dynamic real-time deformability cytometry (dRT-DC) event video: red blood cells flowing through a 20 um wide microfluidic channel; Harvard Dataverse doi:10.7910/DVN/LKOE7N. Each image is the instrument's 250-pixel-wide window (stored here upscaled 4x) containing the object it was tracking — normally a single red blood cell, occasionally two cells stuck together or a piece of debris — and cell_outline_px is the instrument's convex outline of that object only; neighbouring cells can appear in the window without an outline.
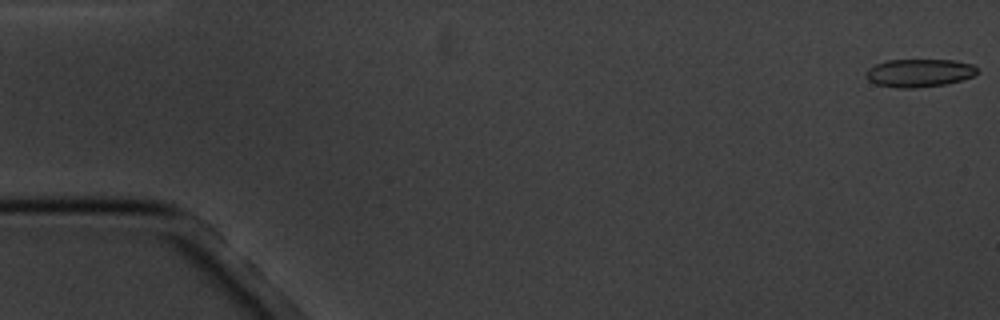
{"species": "common noctule bat (a hibernating species)", "species_latin": "Nyctalus noctula", "temperature_condition": "cold", "stored_images_in_passage": 4, "camera_frame_rate_fps": 3000, "um_per_image_px": 0.085, "animal": {"sex": "male", "body_mass_g": 20.1, "forearm_length_mm": 53.5}, "frame": {"image": 1, "passage_image": 1, "time_ms": 0.0, "image_size_px": [1000, 320], "cell_outline_px": [[980, 72], [972, 76], [960, 80], [944, 84], [916, 88], [896, 88], [876, 84], [868, 80], [868, 68], [876, 64], [888, 60], [952, 60], [972, 64]], "centroid_in_image_um": [78.14, 6.2], "position_along_channel_um": 6.9, "area_um2": 17.98}}
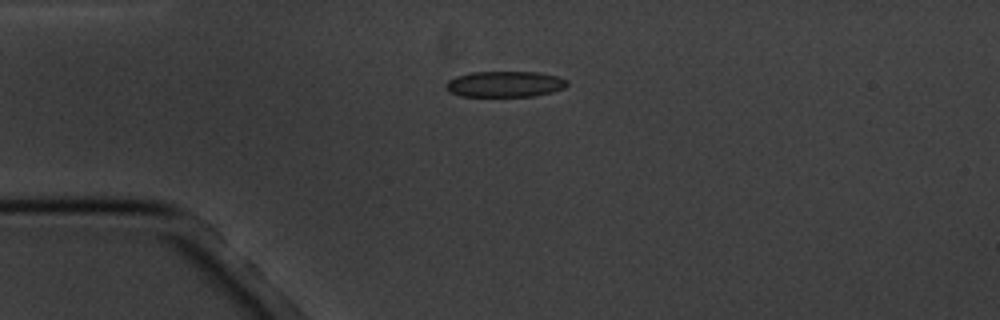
{"frame": {"image": 2, "passage_image": 4, "time_ms": 4.333, "image_size_px": [1000, 320], "cell_outline_px": [[568, 84], [564, 88], [552, 92], [532, 96], [460, 96], [448, 92], [444, 88], [444, 84], [448, 80], [456, 76], [472, 72], [540, 72], [556, 76], [568, 80]], "centroid_in_image_um": [42.87, 7.15], "position_along_channel_um": 42.1, "area_um2": 18.44}}